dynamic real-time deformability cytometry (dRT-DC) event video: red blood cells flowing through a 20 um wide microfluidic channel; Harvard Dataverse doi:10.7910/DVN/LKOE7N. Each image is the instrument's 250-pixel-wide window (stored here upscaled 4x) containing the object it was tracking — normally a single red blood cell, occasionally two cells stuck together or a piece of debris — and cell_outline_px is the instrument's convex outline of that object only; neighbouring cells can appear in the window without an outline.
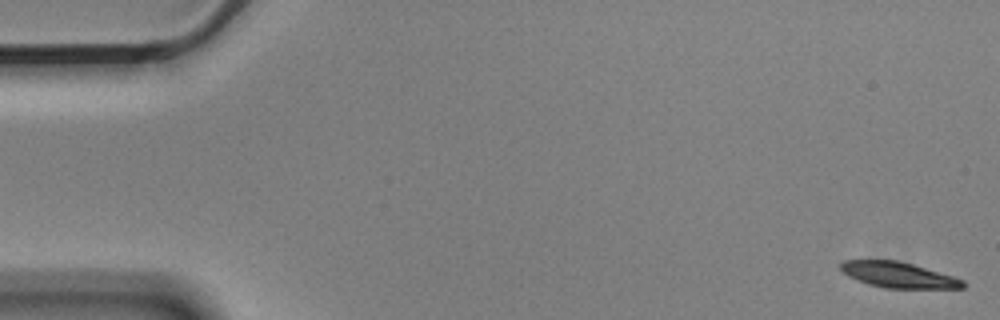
{"species": "Egyptian fruit bat (a non-hibernating species)", "species_latin": "Rousettus aegyptiacus", "temperature_condition": "cold", "stored_images_in_passage": 4, "camera_frame_rate_fps": 3000, "um_per_image_px": 0.085, "animal": {"sex": "male"}, "frame": {"image": 1, "passage_image": 1, "time_ms": 0.0, "image_size_px": [1000, 320], "cell_outline_px": [[964, 288], [884, 288], [868, 284], [848, 276], [840, 268], [840, 264], [844, 260], [896, 260], [912, 264], [952, 276], [964, 280]], "centroid_in_image_um": [76.34, 23.37], "position_along_channel_um": 8.7, "area_um2": 18.03}}
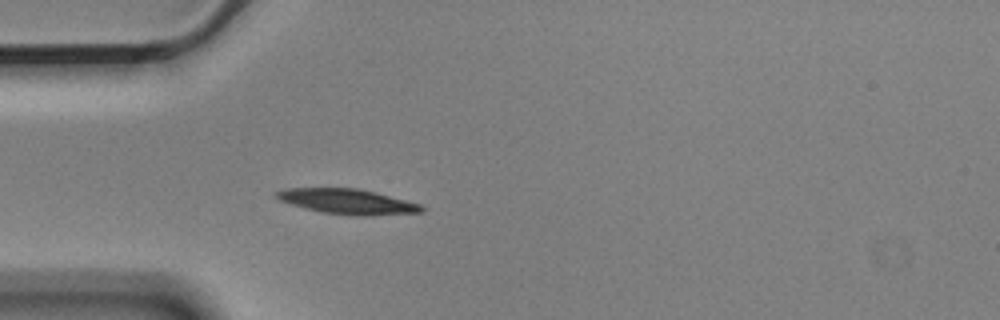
{"frame": {"image": 2, "passage_image": 4, "time_ms": 1.0, "image_size_px": [1000, 320], "cell_outline_px": [[424, 212], [372, 216], [356, 216], [320, 212], [304, 208], [280, 200], [272, 196], [276, 192], [284, 188], [356, 188], [376, 192], [420, 204], [424, 208]], "centroid_in_image_um": [29.53, 17.14], "position_along_channel_um": 55.5, "area_um2": 21.39}}